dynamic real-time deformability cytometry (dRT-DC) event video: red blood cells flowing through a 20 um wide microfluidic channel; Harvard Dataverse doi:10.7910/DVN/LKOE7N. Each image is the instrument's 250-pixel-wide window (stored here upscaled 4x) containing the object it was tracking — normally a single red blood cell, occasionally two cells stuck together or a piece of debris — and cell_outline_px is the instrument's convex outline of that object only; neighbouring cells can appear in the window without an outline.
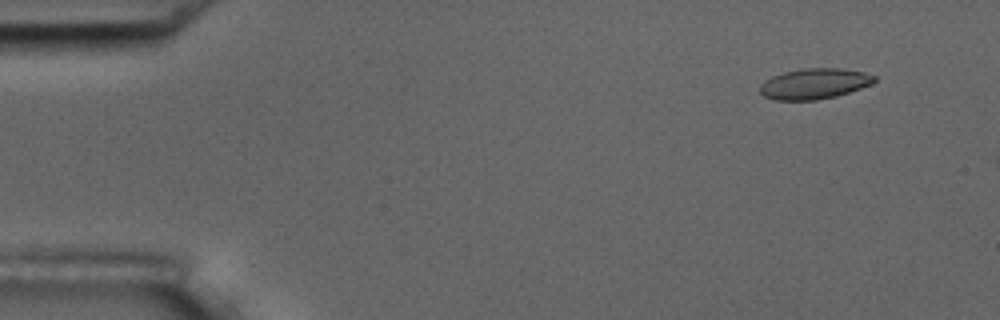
{"species": "common noctule bat (a hibernating species)", "species_latin": "Nyctalus noctula", "temperature_condition": "room temperature", "stored_images_in_passage": 4, "camera_frame_rate_fps": 3000, "um_per_image_px": 0.085, "animal": {"sex": "male", "body_mass_g": 17.5, "forearm_length_mm": 52.3}, "frame": {"image": 1, "passage_image": 2, "time_ms": 0.333, "image_size_px": [1000, 320], "cell_outline_px": [[876, 80], [872, 84], [836, 96], [816, 100], [772, 100], [764, 96], [760, 92], [760, 84], [764, 80], [772, 76], [784, 72], [804, 68], [840, 68], [864, 72], [876, 76]], "centroid_in_image_um": [69.2, 7.11], "position_along_channel_um": 15.8, "area_um2": 20.46}}